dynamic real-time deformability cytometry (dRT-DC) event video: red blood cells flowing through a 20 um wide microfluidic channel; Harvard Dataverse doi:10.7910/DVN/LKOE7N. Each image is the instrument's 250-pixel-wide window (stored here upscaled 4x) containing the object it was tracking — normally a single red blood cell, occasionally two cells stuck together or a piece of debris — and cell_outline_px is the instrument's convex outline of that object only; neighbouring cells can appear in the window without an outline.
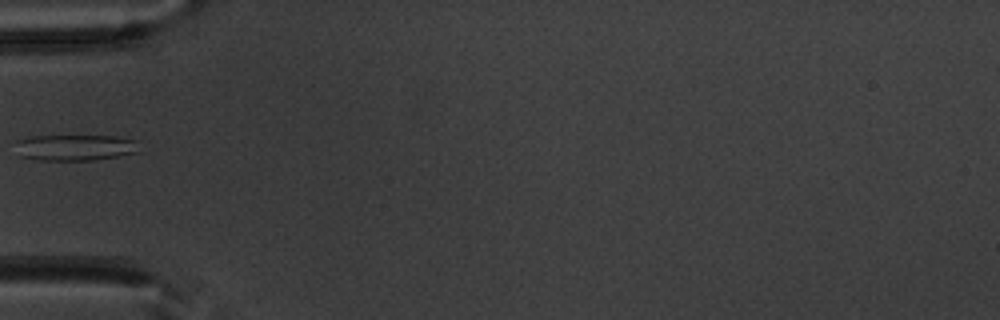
{"species": "common noctule bat (a hibernating species)", "species_latin": "Nyctalus noctula", "temperature_condition": "warm", "stored_images_in_passage": 34, "camera_frame_rate_fps": 3000, "um_per_image_px": 0.085, "animal": {"sex": "male", "body_mass_g": 20.1, "forearm_length_mm": 53.5}, "frame": {"image": 1, "passage_image": 1, "time_ms": 0.0, "image_size_px": [1000, 320], "cell_outline_px": [[132, 152], [116, 156], [88, 160], [44, 160], [24, 156], [20, 140], [36, 136], [112, 136], [132, 140]], "centroid_in_image_um": [6.38, 12.53], "position_along_channel_um": 78.6, "area_um2": 17.17}}
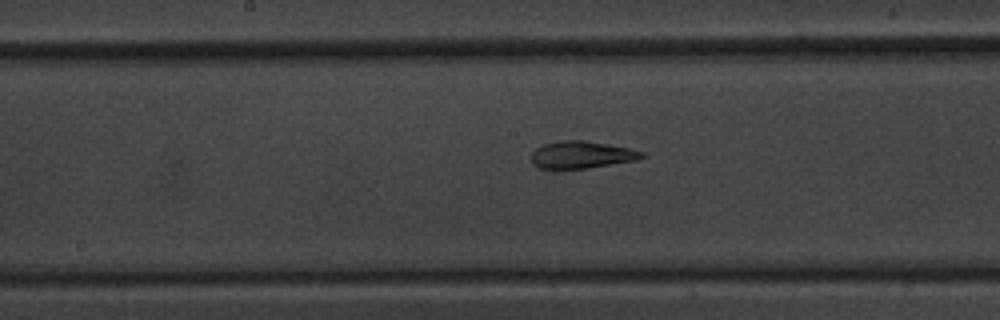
{"frame": {"image": 2, "passage_image": 10, "time_ms": 3.0, "image_size_px": [1000, 320], "cell_outline_px": [[644, 156], [632, 160], [584, 168], [540, 168], [532, 160], [532, 152], [536, 148], [544, 144], [568, 140], [580, 140], [628, 148], [644, 152]], "centroid_in_image_um": [49.39, 13.14], "position_along_channel_um": 198.8, "area_um2": 16.65}}
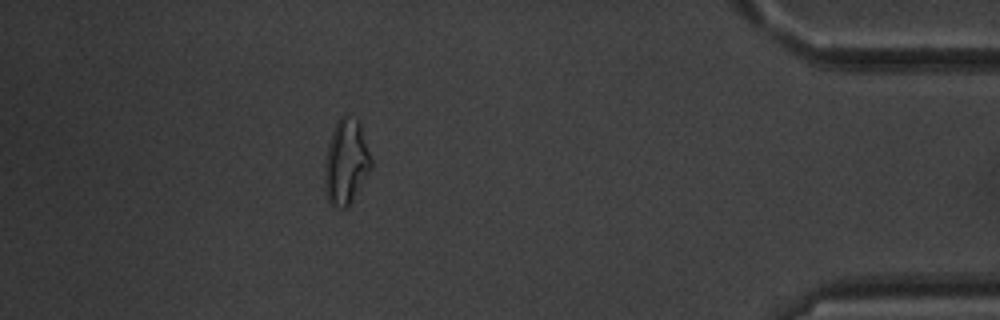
{"frame": {"image": 3, "passage_image": 29, "time_ms": 9.333, "image_size_px": [1000, 320], "cell_outline_px": [[372, 164], [348, 204], [344, 208], [332, 204], [328, 200], [328, 148], [336, 124], [340, 116], [344, 116], [356, 120], [360, 124], [372, 160]], "centroid_in_image_um": [29.48, 13.7], "position_along_channel_um": 405.7, "area_um2": 20.81}}